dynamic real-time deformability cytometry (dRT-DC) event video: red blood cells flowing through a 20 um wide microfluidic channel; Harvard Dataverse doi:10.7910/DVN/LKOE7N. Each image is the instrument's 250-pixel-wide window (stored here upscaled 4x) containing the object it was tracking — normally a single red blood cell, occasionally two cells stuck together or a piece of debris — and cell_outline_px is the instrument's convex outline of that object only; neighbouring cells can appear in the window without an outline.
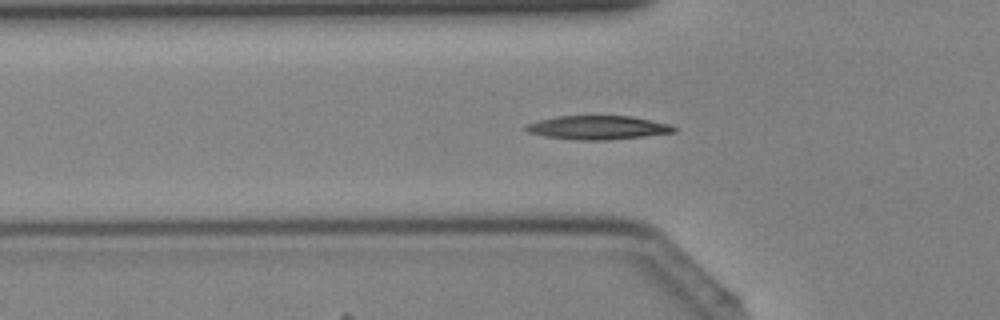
{"species": "Egyptian fruit bat (a non-hibernating species)", "species_latin": "Rousettus aegyptiacus", "temperature_condition": "cold", "stored_images_in_passage": 39, "camera_frame_rate_fps": 3000, "um_per_image_px": 0.085, "animal": {"sex": "female"}, "frame": {"image": 1, "passage_image": 11, "time_ms": 3.333, "image_size_px": [1000, 320], "cell_outline_px": [[676, 132], [644, 136], [608, 140], [576, 140], [544, 136], [528, 132], [524, 128], [524, 124], [556, 116], [632, 116], [672, 124], [676, 128]], "centroid_in_image_um": [50.82, 10.84], "position_along_channel_um": 75.0, "area_um2": 20.63}}
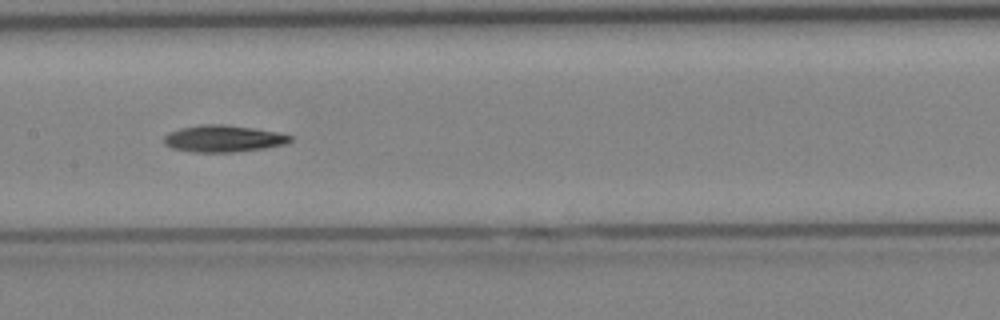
{"frame": {"image": 2, "passage_image": 18, "time_ms": 5.667, "image_size_px": [1000, 320], "cell_outline_px": [[292, 140], [288, 144], [264, 148], [236, 152], [192, 152], [172, 148], [164, 144], [164, 136], [168, 132], [180, 128], [200, 124], [224, 124], [252, 128], [276, 132], [292, 136]], "centroid_in_image_um": [18.97, 11.78], "position_along_channel_um": 188.4, "area_um2": 19.83}}
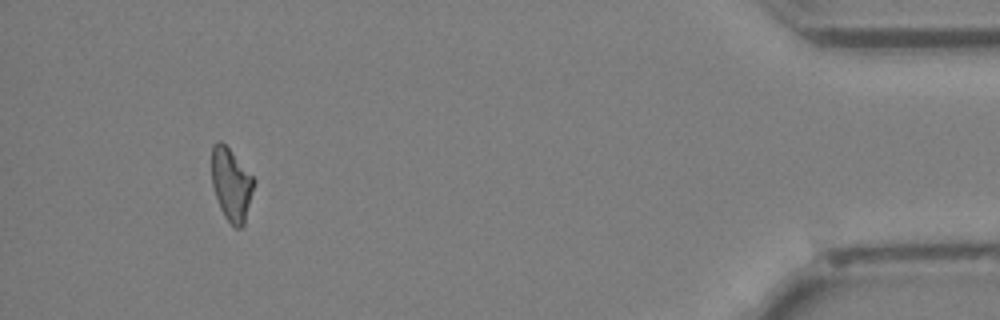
{"frame": {"image": 3, "passage_image": 36, "time_ms": 11.667, "image_size_px": [1000, 320], "cell_outline_px": [[256, 180], [244, 224], [240, 228], [236, 228], [224, 216], [220, 208], [212, 184], [212, 144], [216, 140], [220, 140], [232, 152]], "centroid_in_image_um": [19.66, 15.66], "position_along_channel_um": 415.5, "area_um2": 17.74}}